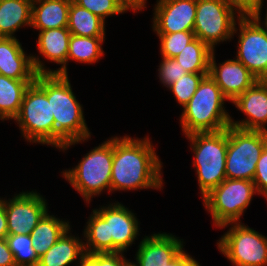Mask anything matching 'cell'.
Wrapping results in <instances>:
<instances>
[{"instance_id": "1", "label": "cell", "mask_w": 267, "mask_h": 266, "mask_svg": "<svg viewBox=\"0 0 267 266\" xmlns=\"http://www.w3.org/2000/svg\"><path fill=\"white\" fill-rule=\"evenodd\" d=\"M162 162L149 137H113L111 193L163 188Z\"/></svg>"}, {"instance_id": "2", "label": "cell", "mask_w": 267, "mask_h": 266, "mask_svg": "<svg viewBox=\"0 0 267 266\" xmlns=\"http://www.w3.org/2000/svg\"><path fill=\"white\" fill-rule=\"evenodd\" d=\"M34 83L51 103L55 122V148L64 151L91 139L83 107L76 99L68 75L37 74Z\"/></svg>"}, {"instance_id": "3", "label": "cell", "mask_w": 267, "mask_h": 266, "mask_svg": "<svg viewBox=\"0 0 267 266\" xmlns=\"http://www.w3.org/2000/svg\"><path fill=\"white\" fill-rule=\"evenodd\" d=\"M83 231L87 254L126 252L139 236L135 214L121 202L93 209Z\"/></svg>"}, {"instance_id": "4", "label": "cell", "mask_w": 267, "mask_h": 266, "mask_svg": "<svg viewBox=\"0 0 267 266\" xmlns=\"http://www.w3.org/2000/svg\"><path fill=\"white\" fill-rule=\"evenodd\" d=\"M229 101L208 75L200 81L196 92L183 107L180 125L184 135L196 132H216L230 125L231 116L224 107Z\"/></svg>"}, {"instance_id": "5", "label": "cell", "mask_w": 267, "mask_h": 266, "mask_svg": "<svg viewBox=\"0 0 267 266\" xmlns=\"http://www.w3.org/2000/svg\"><path fill=\"white\" fill-rule=\"evenodd\" d=\"M113 136L91 149L72 169L64 170L63 178L89 204L95 195L108 190L111 194Z\"/></svg>"}, {"instance_id": "6", "label": "cell", "mask_w": 267, "mask_h": 266, "mask_svg": "<svg viewBox=\"0 0 267 266\" xmlns=\"http://www.w3.org/2000/svg\"><path fill=\"white\" fill-rule=\"evenodd\" d=\"M194 153L202 198L226 179L227 128L216 132H196L185 136Z\"/></svg>"}, {"instance_id": "7", "label": "cell", "mask_w": 267, "mask_h": 266, "mask_svg": "<svg viewBox=\"0 0 267 266\" xmlns=\"http://www.w3.org/2000/svg\"><path fill=\"white\" fill-rule=\"evenodd\" d=\"M255 194L258 195L253 181L226 178L202 200L213 224L220 228L228 223H239Z\"/></svg>"}, {"instance_id": "8", "label": "cell", "mask_w": 267, "mask_h": 266, "mask_svg": "<svg viewBox=\"0 0 267 266\" xmlns=\"http://www.w3.org/2000/svg\"><path fill=\"white\" fill-rule=\"evenodd\" d=\"M267 145V132L227 127L226 178L253 181L257 162Z\"/></svg>"}, {"instance_id": "9", "label": "cell", "mask_w": 267, "mask_h": 266, "mask_svg": "<svg viewBox=\"0 0 267 266\" xmlns=\"http://www.w3.org/2000/svg\"><path fill=\"white\" fill-rule=\"evenodd\" d=\"M17 122L21 135L29 143L55 147V122L47 95L32 83L26 89Z\"/></svg>"}, {"instance_id": "10", "label": "cell", "mask_w": 267, "mask_h": 266, "mask_svg": "<svg viewBox=\"0 0 267 266\" xmlns=\"http://www.w3.org/2000/svg\"><path fill=\"white\" fill-rule=\"evenodd\" d=\"M231 227L217 240V247L233 266H267V237L242 222Z\"/></svg>"}, {"instance_id": "11", "label": "cell", "mask_w": 267, "mask_h": 266, "mask_svg": "<svg viewBox=\"0 0 267 266\" xmlns=\"http://www.w3.org/2000/svg\"><path fill=\"white\" fill-rule=\"evenodd\" d=\"M241 17L225 0H196L195 38L215 51V45L233 39L236 21Z\"/></svg>"}, {"instance_id": "12", "label": "cell", "mask_w": 267, "mask_h": 266, "mask_svg": "<svg viewBox=\"0 0 267 266\" xmlns=\"http://www.w3.org/2000/svg\"><path fill=\"white\" fill-rule=\"evenodd\" d=\"M236 24V59L259 80H267V28L256 16H242Z\"/></svg>"}, {"instance_id": "13", "label": "cell", "mask_w": 267, "mask_h": 266, "mask_svg": "<svg viewBox=\"0 0 267 266\" xmlns=\"http://www.w3.org/2000/svg\"><path fill=\"white\" fill-rule=\"evenodd\" d=\"M45 197L35 191L19 192L5 200L8 234H31L48 213Z\"/></svg>"}, {"instance_id": "14", "label": "cell", "mask_w": 267, "mask_h": 266, "mask_svg": "<svg viewBox=\"0 0 267 266\" xmlns=\"http://www.w3.org/2000/svg\"><path fill=\"white\" fill-rule=\"evenodd\" d=\"M27 55L19 39L0 37V74L16 80H35L37 74H54L39 56Z\"/></svg>"}, {"instance_id": "15", "label": "cell", "mask_w": 267, "mask_h": 266, "mask_svg": "<svg viewBox=\"0 0 267 266\" xmlns=\"http://www.w3.org/2000/svg\"><path fill=\"white\" fill-rule=\"evenodd\" d=\"M153 11L152 30L155 33L194 30L196 0H157Z\"/></svg>"}, {"instance_id": "16", "label": "cell", "mask_w": 267, "mask_h": 266, "mask_svg": "<svg viewBox=\"0 0 267 266\" xmlns=\"http://www.w3.org/2000/svg\"><path fill=\"white\" fill-rule=\"evenodd\" d=\"M215 57L213 51L209 61V76L230 102L259 80L236 58L217 64Z\"/></svg>"}, {"instance_id": "17", "label": "cell", "mask_w": 267, "mask_h": 266, "mask_svg": "<svg viewBox=\"0 0 267 266\" xmlns=\"http://www.w3.org/2000/svg\"><path fill=\"white\" fill-rule=\"evenodd\" d=\"M231 103L246 115L242 121H235L231 117V126L267 132V80H258Z\"/></svg>"}, {"instance_id": "18", "label": "cell", "mask_w": 267, "mask_h": 266, "mask_svg": "<svg viewBox=\"0 0 267 266\" xmlns=\"http://www.w3.org/2000/svg\"><path fill=\"white\" fill-rule=\"evenodd\" d=\"M183 239L171 233H154L140 241L135 254L136 262L130 264H158L162 266L173 260L184 248Z\"/></svg>"}, {"instance_id": "19", "label": "cell", "mask_w": 267, "mask_h": 266, "mask_svg": "<svg viewBox=\"0 0 267 266\" xmlns=\"http://www.w3.org/2000/svg\"><path fill=\"white\" fill-rule=\"evenodd\" d=\"M71 33L67 27L39 31L37 50L50 62L60 65L54 74L68 75L67 56Z\"/></svg>"}, {"instance_id": "20", "label": "cell", "mask_w": 267, "mask_h": 266, "mask_svg": "<svg viewBox=\"0 0 267 266\" xmlns=\"http://www.w3.org/2000/svg\"><path fill=\"white\" fill-rule=\"evenodd\" d=\"M72 0H35L32 2L31 27L39 31L68 27Z\"/></svg>"}, {"instance_id": "21", "label": "cell", "mask_w": 267, "mask_h": 266, "mask_svg": "<svg viewBox=\"0 0 267 266\" xmlns=\"http://www.w3.org/2000/svg\"><path fill=\"white\" fill-rule=\"evenodd\" d=\"M70 232L71 228H68L58 241L39 257L37 266H68L80 261L85 254L83 240L79 236H72Z\"/></svg>"}, {"instance_id": "22", "label": "cell", "mask_w": 267, "mask_h": 266, "mask_svg": "<svg viewBox=\"0 0 267 266\" xmlns=\"http://www.w3.org/2000/svg\"><path fill=\"white\" fill-rule=\"evenodd\" d=\"M31 0H0V37L16 38L15 32L31 27Z\"/></svg>"}, {"instance_id": "23", "label": "cell", "mask_w": 267, "mask_h": 266, "mask_svg": "<svg viewBox=\"0 0 267 266\" xmlns=\"http://www.w3.org/2000/svg\"><path fill=\"white\" fill-rule=\"evenodd\" d=\"M35 80H16L0 74V120L14 119L21 107L24 93Z\"/></svg>"}, {"instance_id": "24", "label": "cell", "mask_w": 267, "mask_h": 266, "mask_svg": "<svg viewBox=\"0 0 267 266\" xmlns=\"http://www.w3.org/2000/svg\"><path fill=\"white\" fill-rule=\"evenodd\" d=\"M70 227L69 221L47 213L31 233L32 245L38 257L44 255Z\"/></svg>"}, {"instance_id": "25", "label": "cell", "mask_w": 267, "mask_h": 266, "mask_svg": "<svg viewBox=\"0 0 267 266\" xmlns=\"http://www.w3.org/2000/svg\"><path fill=\"white\" fill-rule=\"evenodd\" d=\"M68 30L71 35L105 37V21L89 10L77 5L73 0L69 8Z\"/></svg>"}, {"instance_id": "26", "label": "cell", "mask_w": 267, "mask_h": 266, "mask_svg": "<svg viewBox=\"0 0 267 266\" xmlns=\"http://www.w3.org/2000/svg\"><path fill=\"white\" fill-rule=\"evenodd\" d=\"M105 37H87L71 35L67 56V65L70 60L78 63L93 64L104 56L102 44Z\"/></svg>"}, {"instance_id": "27", "label": "cell", "mask_w": 267, "mask_h": 266, "mask_svg": "<svg viewBox=\"0 0 267 266\" xmlns=\"http://www.w3.org/2000/svg\"><path fill=\"white\" fill-rule=\"evenodd\" d=\"M212 52L206 43L195 38L174 58L188 73H209Z\"/></svg>"}, {"instance_id": "28", "label": "cell", "mask_w": 267, "mask_h": 266, "mask_svg": "<svg viewBox=\"0 0 267 266\" xmlns=\"http://www.w3.org/2000/svg\"><path fill=\"white\" fill-rule=\"evenodd\" d=\"M17 266H37L39 257L32 245L31 234H8L6 237Z\"/></svg>"}, {"instance_id": "29", "label": "cell", "mask_w": 267, "mask_h": 266, "mask_svg": "<svg viewBox=\"0 0 267 266\" xmlns=\"http://www.w3.org/2000/svg\"><path fill=\"white\" fill-rule=\"evenodd\" d=\"M156 34L160 39V55L163 58H174L195 39L193 31Z\"/></svg>"}, {"instance_id": "30", "label": "cell", "mask_w": 267, "mask_h": 266, "mask_svg": "<svg viewBox=\"0 0 267 266\" xmlns=\"http://www.w3.org/2000/svg\"><path fill=\"white\" fill-rule=\"evenodd\" d=\"M209 73H187L168 87L182 108L189 102L202 78Z\"/></svg>"}, {"instance_id": "31", "label": "cell", "mask_w": 267, "mask_h": 266, "mask_svg": "<svg viewBox=\"0 0 267 266\" xmlns=\"http://www.w3.org/2000/svg\"><path fill=\"white\" fill-rule=\"evenodd\" d=\"M77 5L84 7L94 15L105 21L109 16L126 13L127 10L119 0H73Z\"/></svg>"}, {"instance_id": "32", "label": "cell", "mask_w": 267, "mask_h": 266, "mask_svg": "<svg viewBox=\"0 0 267 266\" xmlns=\"http://www.w3.org/2000/svg\"><path fill=\"white\" fill-rule=\"evenodd\" d=\"M76 266H130L122 252L117 253H85Z\"/></svg>"}, {"instance_id": "33", "label": "cell", "mask_w": 267, "mask_h": 266, "mask_svg": "<svg viewBox=\"0 0 267 266\" xmlns=\"http://www.w3.org/2000/svg\"><path fill=\"white\" fill-rule=\"evenodd\" d=\"M188 72L176 61L175 58H163L158 68V77L165 87L172 85L175 80L180 79L183 75Z\"/></svg>"}, {"instance_id": "34", "label": "cell", "mask_w": 267, "mask_h": 266, "mask_svg": "<svg viewBox=\"0 0 267 266\" xmlns=\"http://www.w3.org/2000/svg\"><path fill=\"white\" fill-rule=\"evenodd\" d=\"M253 183L257 193L264 196L267 200V145L257 162Z\"/></svg>"}, {"instance_id": "35", "label": "cell", "mask_w": 267, "mask_h": 266, "mask_svg": "<svg viewBox=\"0 0 267 266\" xmlns=\"http://www.w3.org/2000/svg\"><path fill=\"white\" fill-rule=\"evenodd\" d=\"M241 16H260L264 0H225Z\"/></svg>"}, {"instance_id": "36", "label": "cell", "mask_w": 267, "mask_h": 266, "mask_svg": "<svg viewBox=\"0 0 267 266\" xmlns=\"http://www.w3.org/2000/svg\"><path fill=\"white\" fill-rule=\"evenodd\" d=\"M0 266H17L6 238H0Z\"/></svg>"}, {"instance_id": "37", "label": "cell", "mask_w": 267, "mask_h": 266, "mask_svg": "<svg viewBox=\"0 0 267 266\" xmlns=\"http://www.w3.org/2000/svg\"><path fill=\"white\" fill-rule=\"evenodd\" d=\"M162 266H201L198 261L183 249L173 260Z\"/></svg>"}, {"instance_id": "38", "label": "cell", "mask_w": 267, "mask_h": 266, "mask_svg": "<svg viewBox=\"0 0 267 266\" xmlns=\"http://www.w3.org/2000/svg\"><path fill=\"white\" fill-rule=\"evenodd\" d=\"M8 236L7 216L5 212V199L0 197V238Z\"/></svg>"}, {"instance_id": "39", "label": "cell", "mask_w": 267, "mask_h": 266, "mask_svg": "<svg viewBox=\"0 0 267 266\" xmlns=\"http://www.w3.org/2000/svg\"><path fill=\"white\" fill-rule=\"evenodd\" d=\"M147 0H119L121 5L127 10H132L133 13L142 11L146 8Z\"/></svg>"}, {"instance_id": "40", "label": "cell", "mask_w": 267, "mask_h": 266, "mask_svg": "<svg viewBox=\"0 0 267 266\" xmlns=\"http://www.w3.org/2000/svg\"><path fill=\"white\" fill-rule=\"evenodd\" d=\"M267 10V9H266ZM259 20H260V22L267 28V11H266V14H265V18H264V21L262 20L261 21V16H256Z\"/></svg>"}, {"instance_id": "41", "label": "cell", "mask_w": 267, "mask_h": 266, "mask_svg": "<svg viewBox=\"0 0 267 266\" xmlns=\"http://www.w3.org/2000/svg\"><path fill=\"white\" fill-rule=\"evenodd\" d=\"M130 266H159L158 264H130Z\"/></svg>"}]
</instances>
